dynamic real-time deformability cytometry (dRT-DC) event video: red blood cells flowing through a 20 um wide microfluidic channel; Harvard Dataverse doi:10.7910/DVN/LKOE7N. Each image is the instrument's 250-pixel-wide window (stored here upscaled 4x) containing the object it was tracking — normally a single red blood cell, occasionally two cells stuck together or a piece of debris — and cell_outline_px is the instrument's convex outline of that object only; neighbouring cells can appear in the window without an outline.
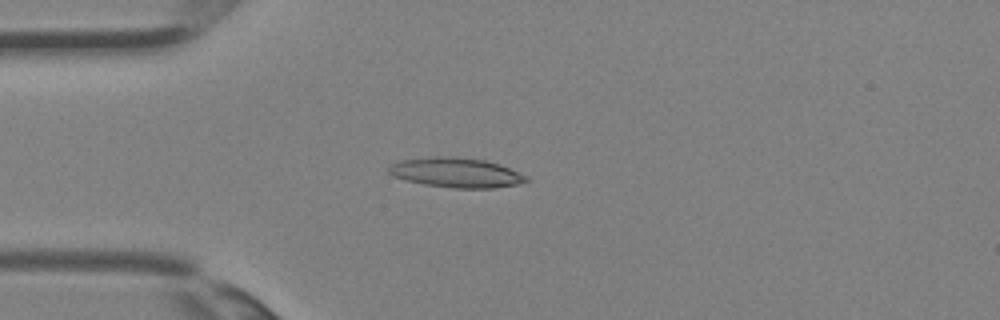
{"species": "Egyptian fruit bat (a non-hibernating species)", "species_latin": "Rousettus aegyptiacus", "temperature_condition": "room temperature", "stored_images_in_passage": 27, "camera_frame_rate_fps": 3000, "um_per_image_px": 0.085, "animal": {"sex": "female"}, "frame": {"image": 1, "passage_image": 1, "time_ms": 0.0, "image_size_px": [1000, 320], "cell_outline_px": [[532, 180], [516, 184], [492, 188], [452, 188], [424, 184], [404, 180], [392, 176], [388, 172], [388, 168], [396, 160], [432, 156], [456, 156], [484, 160], [500, 164], [528, 176]], "centroid_in_image_um": [38.75, 14.66], "position_along_channel_um": 46.3, "area_um2": 24.16}}
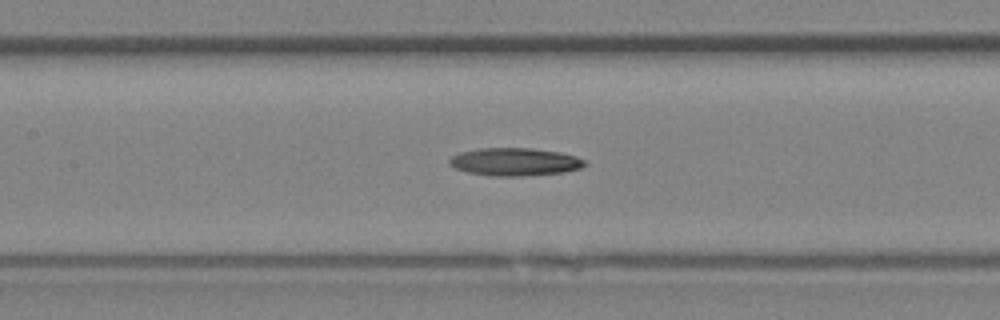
{"frame": {"image": 2, "passage_image": 8, "time_ms": 2.333, "image_size_px": [1000, 320], "cell_outline_px": [[588, 164], [580, 168], [564, 172], [520, 176], [492, 176], [468, 172], [456, 168], [448, 164], [448, 160], [452, 156], [460, 152], [480, 148], [532, 148], [560, 152], [576, 156], [584, 160]], "centroid_in_image_um": [43.76, 13.75], "position_along_channel_um": 163.6, "area_um2": 21.96}}
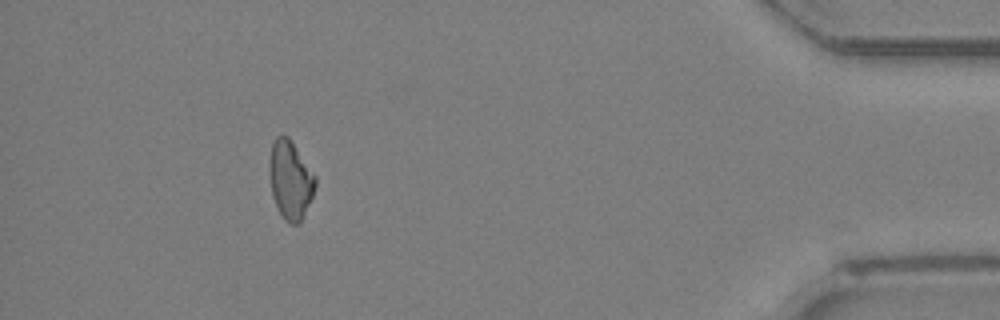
{"frame": {"image": 3, "passage_image": 24, "time_ms": 7.667, "image_size_px": [1000, 320], "cell_outline_px": [[316, 184], [312, 196], [300, 224], [292, 224], [284, 220], [272, 196], [268, 168], [268, 164], [272, 144], [276, 136], [288, 136], [316, 176]], "centroid_in_image_um": [24.67, 15.29], "position_along_channel_um": 410.5, "area_um2": 20.92}}